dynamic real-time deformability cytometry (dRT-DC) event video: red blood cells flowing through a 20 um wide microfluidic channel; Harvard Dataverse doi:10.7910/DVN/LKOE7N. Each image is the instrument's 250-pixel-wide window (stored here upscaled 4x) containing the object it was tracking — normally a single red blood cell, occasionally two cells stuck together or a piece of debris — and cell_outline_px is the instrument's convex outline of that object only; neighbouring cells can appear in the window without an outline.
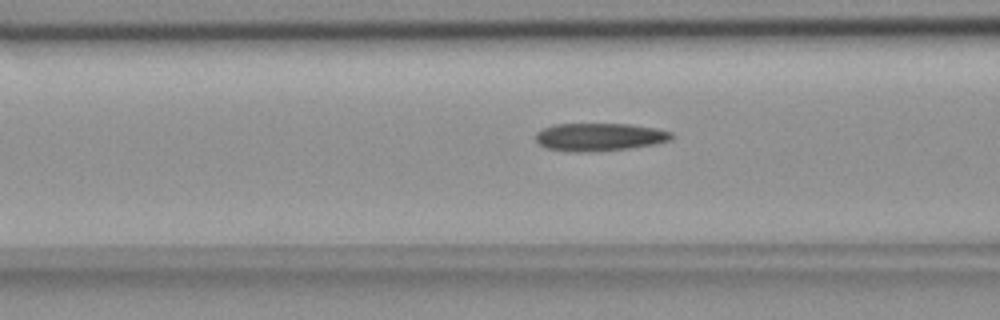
{"species": "common noctule bat (a hibernating species)", "species_latin": "Nyctalus noctula", "temperature_condition": "room temperature", "stored_images_in_passage": 41, "camera_frame_rate_fps": 3000, "um_per_image_px": 0.085, "animal": {"sex": "female", "body_mass_g": 18.4}, "frame": {"image": 1, "passage_image": 7, "time_ms": 2.0, "image_size_px": [1000, 320], "cell_outline_px": [[672, 140], [656, 144], [628, 148], [592, 152], [572, 152], [548, 148], [540, 144], [536, 140], [536, 132], [544, 128], [556, 124], [628, 124], [656, 128], [672, 132]], "centroid_in_image_um": [50.97, 11.64], "position_along_channel_um": 115.6, "area_um2": 22.02}}
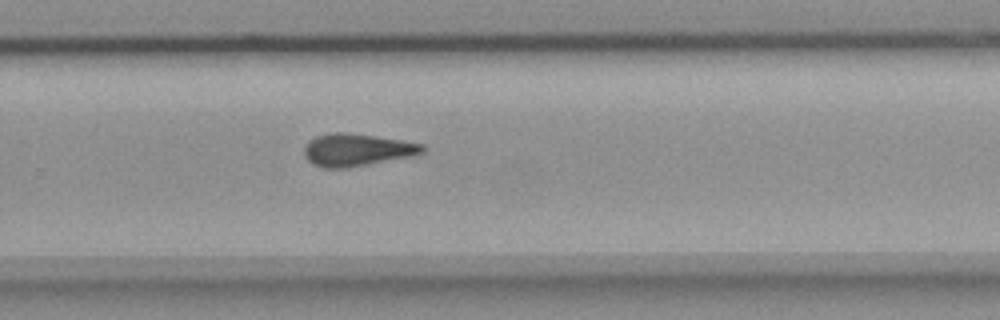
{"frame": {"image": 2, "passage_image": 22, "time_ms": 7.0, "image_size_px": [1000, 320], "cell_outline_px": [[424, 152], [408, 156], [348, 168], [324, 168], [312, 164], [304, 156], [304, 144], [308, 140], [316, 136], [332, 132], [348, 132], [404, 140], [424, 144]], "centroid_in_image_um": [30.27, 12.72], "position_along_channel_um": 299.5, "area_um2": 22.43}}
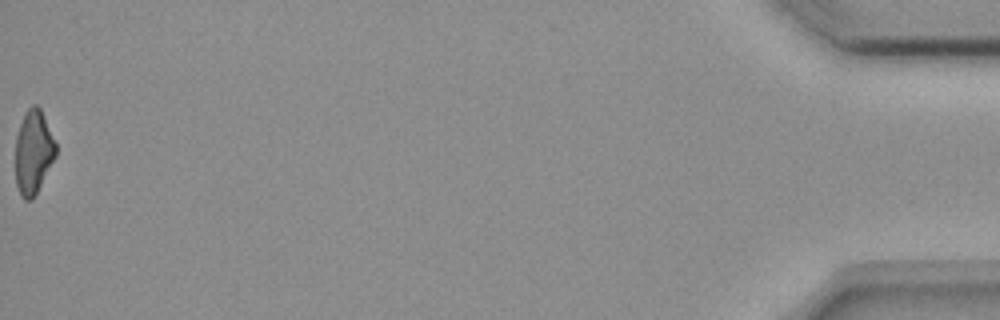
{"frame": {"image": 3, "passage_image": 41, "time_ms": 13.333, "image_size_px": [1000, 320], "cell_outline_px": [[56, 156], [32, 200], [24, 200], [20, 196], [16, 184], [16, 136], [24, 112], [32, 104], [36, 104], [40, 108], [44, 116], [56, 144]], "centroid_in_image_um": [2.83, 12.92], "position_along_channel_um": 432.4, "area_um2": 19.65}, "authors_computed_cell_mechanics": {"area_um2": 21.7906, "velocity_mm_per_s": 3.6806, "shape_relaxation_time_tau1_ms": null, "shape_relaxation_time_tau2_ms": 3.5958, "deformation_change_tau1": null, "deformation_change_tau2": 0.1141}}